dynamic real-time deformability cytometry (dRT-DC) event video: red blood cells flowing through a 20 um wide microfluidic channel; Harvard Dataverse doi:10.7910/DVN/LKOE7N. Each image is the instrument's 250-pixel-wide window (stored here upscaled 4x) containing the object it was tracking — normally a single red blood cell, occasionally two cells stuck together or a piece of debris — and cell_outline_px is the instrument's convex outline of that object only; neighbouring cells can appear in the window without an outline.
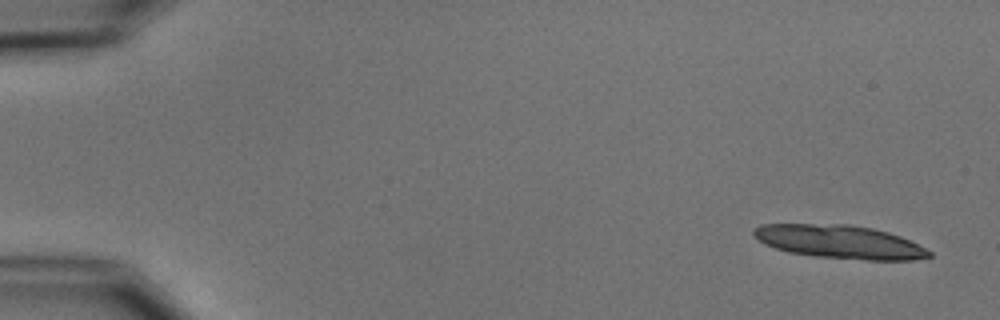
{"species": "common noctule bat (a hibernating species)", "species_latin": "Nyctalus noctula", "temperature_condition": "cold", "stored_images_in_passage": 8, "camera_frame_rate_fps": 3000, "um_per_image_px": 0.085, "animal": {"sex": "male", "body_mass_g": 15.6}, "frame": {"image": 1, "passage_image": 1, "time_ms": 0.0, "image_size_px": [1000, 320], "cell_outline_px": [[932, 256], [916, 260], [868, 260], [812, 256], [788, 252], [764, 244], [752, 236], [752, 228], [760, 224], [848, 224], [872, 228], [888, 232], [900, 236], [932, 252]], "centroid_in_image_um": [71.32, 20.55], "position_along_channel_um": 13.7, "area_um2": 34.28}}
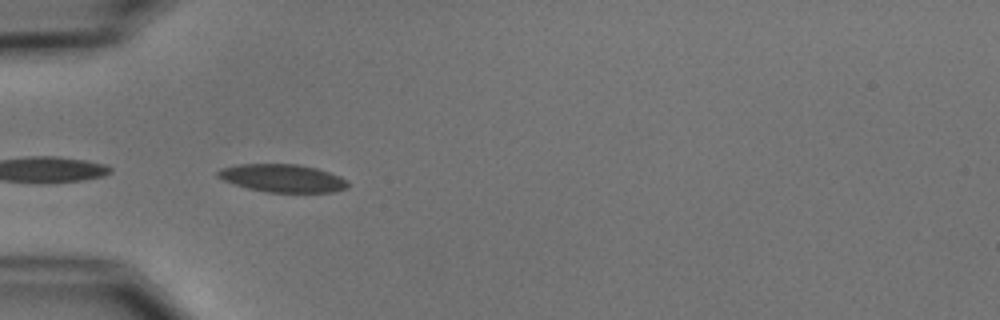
{"frame": {"image": 2, "passage_image": 5, "time_ms": 5.0, "image_size_px": [1000, 320], "cell_outline_px": [[348, 188], [332, 192], [268, 192], [248, 188], [224, 180], [216, 176], [216, 172], [220, 168], [236, 164], [296, 164], [316, 168], [340, 176], [348, 180]], "centroid_in_image_um": [24.01, 15.14], "position_along_channel_um": 61.0, "area_um2": 21.1}}